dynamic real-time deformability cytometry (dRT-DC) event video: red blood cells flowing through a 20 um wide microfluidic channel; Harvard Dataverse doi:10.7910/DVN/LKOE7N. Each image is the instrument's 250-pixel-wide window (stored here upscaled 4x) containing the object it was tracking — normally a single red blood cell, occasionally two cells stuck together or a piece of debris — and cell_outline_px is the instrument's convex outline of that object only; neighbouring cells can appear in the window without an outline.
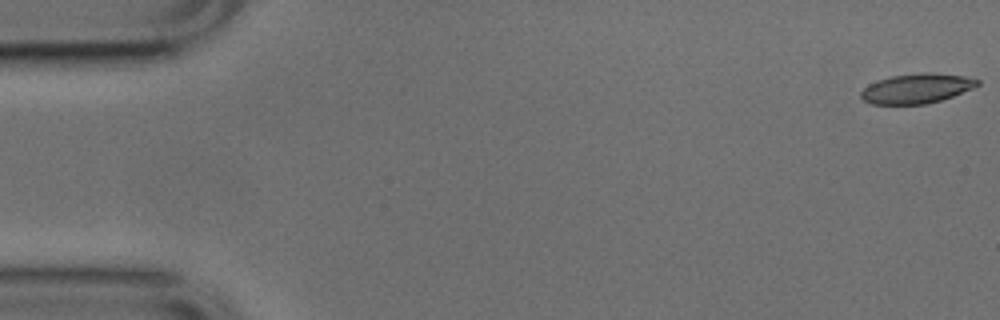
{"species": "common noctule bat (a hibernating species)", "species_latin": "Nyctalus noctula", "temperature_condition": "cold", "stored_images_in_passage": 52, "camera_frame_rate_fps": 3000, "um_per_image_px": 0.085, "animal": {"sex": "male", "body_mass_g": 17.9, "forearm_length_mm": 54.2}, "frame": {"image": 1, "passage_image": 1, "time_ms": 0.0, "image_size_px": [1000, 320], "cell_outline_px": [[980, 84], [972, 88], [952, 96], [940, 100], [924, 104], [872, 104], [864, 100], [860, 96], [860, 92], [868, 84], [892, 76], [920, 72], [932, 72], [964, 76], [980, 80]], "centroid_in_image_um": [77.91, 7.51], "position_along_channel_um": 7.1, "area_um2": 20.06}}
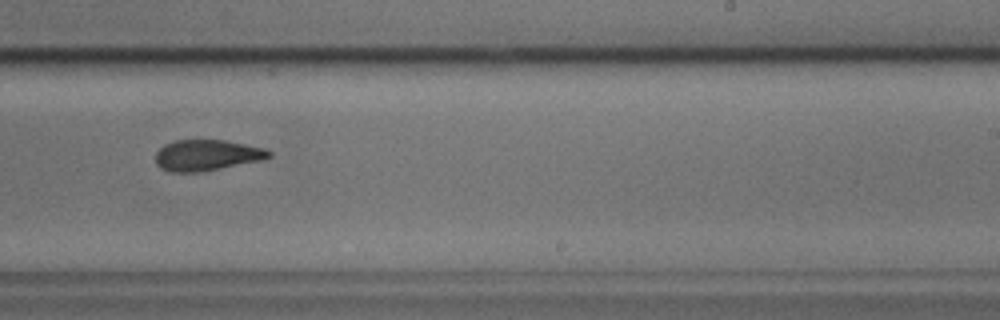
{"frame": {"image": 2, "passage_image": 32, "time_ms": 10.333, "image_size_px": [1000, 320], "cell_outline_px": [[272, 156], [264, 160], [196, 172], [172, 172], [160, 168], [156, 164], [156, 152], [164, 144], [176, 140], [224, 140], [264, 148], [272, 152]], "centroid_in_image_um": [17.58, 13.19], "position_along_channel_um": 271.4, "area_um2": 20.35}}
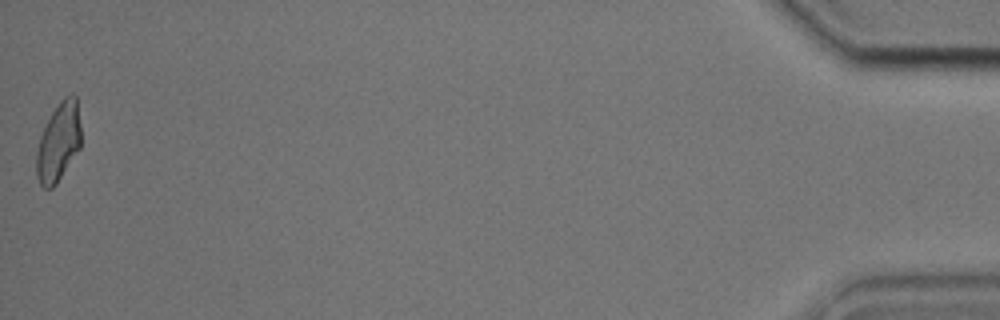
{"frame": {"image": 3, "passage_image": 52, "time_ms": 17.0, "image_size_px": [1000, 320], "cell_outline_px": [[80, 148], [56, 184], [52, 188], [44, 188], [40, 184], [36, 176], [36, 152], [40, 136], [52, 112], [60, 100], [64, 96], [72, 92], [76, 96], [80, 124]], "centroid_in_image_um": [4.97, 12.07], "position_along_channel_um": 430.2, "area_um2": 20.4}, "authors_computed_cell_mechanics": {"area_um2": 20.8658, "velocity_mm_per_s": 3.8331, "shape_relaxation_time_tau1_ms": 5.5875, "shape_relaxation_time_tau2_ms": 2.1783, "deformation_change_tau1": 0.1789, "deformation_change_tau2": 0.099}}